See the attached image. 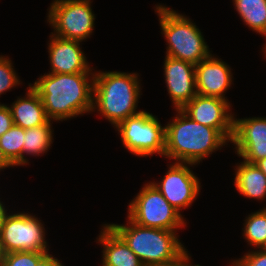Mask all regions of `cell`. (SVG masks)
<instances>
[{"label": "cell", "instance_id": "obj_1", "mask_svg": "<svg viewBox=\"0 0 266 266\" xmlns=\"http://www.w3.org/2000/svg\"><path fill=\"white\" fill-rule=\"evenodd\" d=\"M29 84L42 99L51 121H65L92 112L94 73H46Z\"/></svg>", "mask_w": 266, "mask_h": 266}, {"label": "cell", "instance_id": "obj_2", "mask_svg": "<svg viewBox=\"0 0 266 266\" xmlns=\"http://www.w3.org/2000/svg\"><path fill=\"white\" fill-rule=\"evenodd\" d=\"M175 111L176 116L165 125V158L197 165L228 145L219 130L193 121L181 109Z\"/></svg>", "mask_w": 266, "mask_h": 266}, {"label": "cell", "instance_id": "obj_3", "mask_svg": "<svg viewBox=\"0 0 266 266\" xmlns=\"http://www.w3.org/2000/svg\"><path fill=\"white\" fill-rule=\"evenodd\" d=\"M92 112L97 111L115 127L137 111L141 84L139 74L118 71H95Z\"/></svg>", "mask_w": 266, "mask_h": 266}, {"label": "cell", "instance_id": "obj_4", "mask_svg": "<svg viewBox=\"0 0 266 266\" xmlns=\"http://www.w3.org/2000/svg\"><path fill=\"white\" fill-rule=\"evenodd\" d=\"M126 218V224L108 225L125 241L144 266L172 262L186 251L177 230L142 227Z\"/></svg>", "mask_w": 266, "mask_h": 266}, {"label": "cell", "instance_id": "obj_5", "mask_svg": "<svg viewBox=\"0 0 266 266\" xmlns=\"http://www.w3.org/2000/svg\"><path fill=\"white\" fill-rule=\"evenodd\" d=\"M155 8L167 42L166 56L196 65L211 55L201 30L190 18L162 4Z\"/></svg>", "mask_w": 266, "mask_h": 266}, {"label": "cell", "instance_id": "obj_6", "mask_svg": "<svg viewBox=\"0 0 266 266\" xmlns=\"http://www.w3.org/2000/svg\"><path fill=\"white\" fill-rule=\"evenodd\" d=\"M182 215L148 182L129 203L127 217L142 227L179 230L187 226Z\"/></svg>", "mask_w": 266, "mask_h": 266}, {"label": "cell", "instance_id": "obj_7", "mask_svg": "<svg viewBox=\"0 0 266 266\" xmlns=\"http://www.w3.org/2000/svg\"><path fill=\"white\" fill-rule=\"evenodd\" d=\"M161 125L157 116L142 110L123 120L115 128L124 148L131 154L138 157L159 154L164 157L165 126Z\"/></svg>", "mask_w": 266, "mask_h": 266}, {"label": "cell", "instance_id": "obj_8", "mask_svg": "<svg viewBox=\"0 0 266 266\" xmlns=\"http://www.w3.org/2000/svg\"><path fill=\"white\" fill-rule=\"evenodd\" d=\"M91 0H54L48 8L47 22L51 34L68 40L83 42L92 35L95 14Z\"/></svg>", "mask_w": 266, "mask_h": 266}, {"label": "cell", "instance_id": "obj_9", "mask_svg": "<svg viewBox=\"0 0 266 266\" xmlns=\"http://www.w3.org/2000/svg\"><path fill=\"white\" fill-rule=\"evenodd\" d=\"M35 216L24 211L7 214L0 227V238L6 253L49 251L44 223Z\"/></svg>", "mask_w": 266, "mask_h": 266}, {"label": "cell", "instance_id": "obj_10", "mask_svg": "<svg viewBox=\"0 0 266 266\" xmlns=\"http://www.w3.org/2000/svg\"><path fill=\"white\" fill-rule=\"evenodd\" d=\"M164 177L152 183L163 197L181 214V210L191 207L200 193L201 182L190 166L195 164L172 162Z\"/></svg>", "mask_w": 266, "mask_h": 266}, {"label": "cell", "instance_id": "obj_11", "mask_svg": "<svg viewBox=\"0 0 266 266\" xmlns=\"http://www.w3.org/2000/svg\"><path fill=\"white\" fill-rule=\"evenodd\" d=\"M231 106L229 100L196 94L181 110L193 121L219 130L231 142L235 117Z\"/></svg>", "mask_w": 266, "mask_h": 266}, {"label": "cell", "instance_id": "obj_12", "mask_svg": "<svg viewBox=\"0 0 266 266\" xmlns=\"http://www.w3.org/2000/svg\"><path fill=\"white\" fill-rule=\"evenodd\" d=\"M230 143L243 161L255 164L266 158V117H234V133Z\"/></svg>", "mask_w": 266, "mask_h": 266}, {"label": "cell", "instance_id": "obj_13", "mask_svg": "<svg viewBox=\"0 0 266 266\" xmlns=\"http://www.w3.org/2000/svg\"><path fill=\"white\" fill-rule=\"evenodd\" d=\"M164 77L175 109H182L196 94L195 65L165 56Z\"/></svg>", "mask_w": 266, "mask_h": 266}, {"label": "cell", "instance_id": "obj_14", "mask_svg": "<svg viewBox=\"0 0 266 266\" xmlns=\"http://www.w3.org/2000/svg\"><path fill=\"white\" fill-rule=\"evenodd\" d=\"M49 39L48 57L51 68L48 73H95L80 47V41L63 39L53 34H50Z\"/></svg>", "mask_w": 266, "mask_h": 266}, {"label": "cell", "instance_id": "obj_15", "mask_svg": "<svg viewBox=\"0 0 266 266\" xmlns=\"http://www.w3.org/2000/svg\"><path fill=\"white\" fill-rule=\"evenodd\" d=\"M232 74L227 63L211 54L195 65L197 94L228 100L225 93L233 85Z\"/></svg>", "mask_w": 266, "mask_h": 266}, {"label": "cell", "instance_id": "obj_16", "mask_svg": "<svg viewBox=\"0 0 266 266\" xmlns=\"http://www.w3.org/2000/svg\"><path fill=\"white\" fill-rule=\"evenodd\" d=\"M98 245L103 246L102 266H144L125 241L108 225L103 224Z\"/></svg>", "mask_w": 266, "mask_h": 266}, {"label": "cell", "instance_id": "obj_17", "mask_svg": "<svg viewBox=\"0 0 266 266\" xmlns=\"http://www.w3.org/2000/svg\"><path fill=\"white\" fill-rule=\"evenodd\" d=\"M24 97H17L10 106L13 122L23 129L46 124L49 119L39 94L31 87H27Z\"/></svg>", "mask_w": 266, "mask_h": 266}, {"label": "cell", "instance_id": "obj_18", "mask_svg": "<svg viewBox=\"0 0 266 266\" xmlns=\"http://www.w3.org/2000/svg\"><path fill=\"white\" fill-rule=\"evenodd\" d=\"M234 185L245 198H266V175L255 165L245 161L235 166Z\"/></svg>", "mask_w": 266, "mask_h": 266}, {"label": "cell", "instance_id": "obj_19", "mask_svg": "<svg viewBox=\"0 0 266 266\" xmlns=\"http://www.w3.org/2000/svg\"><path fill=\"white\" fill-rule=\"evenodd\" d=\"M52 123L53 121L49 120L46 124L24 129L23 166L29 165L25 154L36 157L50 150L54 140Z\"/></svg>", "mask_w": 266, "mask_h": 266}, {"label": "cell", "instance_id": "obj_20", "mask_svg": "<svg viewBox=\"0 0 266 266\" xmlns=\"http://www.w3.org/2000/svg\"><path fill=\"white\" fill-rule=\"evenodd\" d=\"M233 4L240 19L266 38V0H233Z\"/></svg>", "mask_w": 266, "mask_h": 266}, {"label": "cell", "instance_id": "obj_21", "mask_svg": "<svg viewBox=\"0 0 266 266\" xmlns=\"http://www.w3.org/2000/svg\"><path fill=\"white\" fill-rule=\"evenodd\" d=\"M244 221L242 236L252 248L261 249L266 244V207L249 214Z\"/></svg>", "mask_w": 266, "mask_h": 266}, {"label": "cell", "instance_id": "obj_22", "mask_svg": "<svg viewBox=\"0 0 266 266\" xmlns=\"http://www.w3.org/2000/svg\"><path fill=\"white\" fill-rule=\"evenodd\" d=\"M24 129L13 125L0 137V147L16 165L23 166Z\"/></svg>", "mask_w": 266, "mask_h": 266}, {"label": "cell", "instance_id": "obj_23", "mask_svg": "<svg viewBox=\"0 0 266 266\" xmlns=\"http://www.w3.org/2000/svg\"><path fill=\"white\" fill-rule=\"evenodd\" d=\"M22 84L17 75L12 60L8 56L0 55V95Z\"/></svg>", "mask_w": 266, "mask_h": 266}, {"label": "cell", "instance_id": "obj_24", "mask_svg": "<svg viewBox=\"0 0 266 266\" xmlns=\"http://www.w3.org/2000/svg\"><path fill=\"white\" fill-rule=\"evenodd\" d=\"M231 266H266V252L257 248L249 249L243 257L233 260Z\"/></svg>", "mask_w": 266, "mask_h": 266}, {"label": "cell", "instance_id": "obj_25", "mask_svg": "<svg viewBox=\"0 0 266 266\" xmlns=\"http://www.w3.org/2000/svg\"><path fill=\"white\" fill-rule=\"evenodd\" d=\"M3 266H32V252L6 253Z\"/></svg>", "mask_w": 266, "mask_h": 266}, {"label": "cell", "instance_id": "obj_26", "mask_svg": "<svg viewBox=\"0 0 266 266\" xmlns=\"http://www.w3.org/2000/svg\"><path fill=\"white\" fill-rule=\"evenodd\" d=\"M32 266H65L50 252H32Z\"/></svg>", "mask_w": 266, "mask_h": 266}, {"label": "cell", "instance_id": "obj_27", "mask_svg": "<svg viewBox=\"0 0 266 266\" xmlns=\"http://www.w3.org/2000/svg\"><path fill=\"white\" fill-rule=\"evenodd\" d=\"M14 125L10 108L0 103V137Z\"/></svg>", "mask_w": 266, "mask_h": 266}, {"label": "cell", "instance_id": "obj_28", "mask_svg": "<svg viewBox=\"0 0 266 266\" xmlns=\"http://www.w3.org/2000/svg\"><path fill=\"white\" fill-rule=\"evenodd\" d=\"M191 255L188 253V249L187 251H185L181 256H179L176 260L166 263V264H162V265H156V266H201L199 264H195L193 265L190 261H191Z\"/></svg>", "mask_w": 266, "mask_h": 266}, {"label": "cell", "instance_id": "obj_29", "mask_svg": "<svg viewBox=\"0 0 266 266\" xmlns=\"http://www.w3.org/2000/svg\"><path fill=\"white\" fill-rule=\"evenodd\" d=\"M16 166L4 153L0 147V171L9 167Z\"/></svg>", "mask_w": 266, "mask_h": 266}, {"label": "cell", "instance_id": "obj_30", "mask_svg": "<svg viewBox=\"0 0 266 266\" xmlns=\"http://www.w3.org/2000/svg\"><path fill=\"white\" fill-rule=\"evenodd\" d=\"M7 211L5 204L0 200V227L8 214Z\"/></svg>", "mask_w": 266, "mask_h": 266}, {"label": "cell", "instance_id": "obj_31", "mask_svg": "<svg viewBox=\"0 0 266 266\" xmlns=\"http://www.w3.org/2000/svg\"><path fill=\"white\" fill-rule=\"evenodd\" d=\"M255 165L266 175V158L257 161Z\"/></svg>", "mask_w": 266, "mask_h": 266}, {"label": "cell", "instance_id": "obj_32", "mask_svg": "<svg viewBox=\"0 0 266 266\" xmlns=\"http://www.w3.org/2000/svg\"><path fill=\"white\" fill-rule=\"evenodd\" d=\"M5 256H6V252L4 250V247H3V244L0 238V266H3Z\"/></svg>", "mask_w": 266, "mask_h": 266}, {"label": "cell", "instance_id": "obj_33", "mask_svg": "<svg viewBox=\"0 0 266 266\" xmlns=\"http://www.w3.org/2000/svg\"><path fill=\"white\" fill-rule=\"evenodd\" d=\"M261 249L266 252V244Z\"/></svg>", "mask_w": 266, "mask_h": 266}]
</instances>
